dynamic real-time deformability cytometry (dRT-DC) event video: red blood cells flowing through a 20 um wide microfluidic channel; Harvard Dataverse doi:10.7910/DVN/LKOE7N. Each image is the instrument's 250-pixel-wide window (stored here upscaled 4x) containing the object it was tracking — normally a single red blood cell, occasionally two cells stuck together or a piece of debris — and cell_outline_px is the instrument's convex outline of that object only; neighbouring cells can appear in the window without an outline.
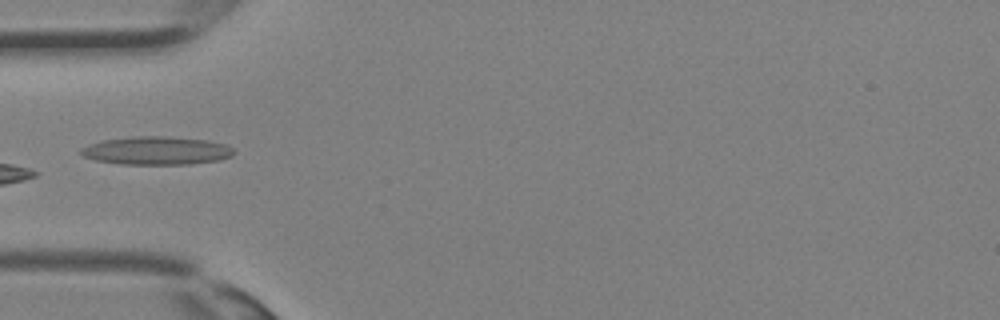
{"species": "Egyptian fruit bat (a non-hibernating species)", "species_latin": "Rousettus aegyptiacus", "temperature_condition": "room temperature", "stored_images_in_passage": 24, "camera_frame_rate_fps": 3000, "um_per_image_px": 0.085, "animal": {"sex": "female"}, "frame": {"image": 1, "passage_image": 1, "time_ms": 0.0, "image_size_px": [1000, 320], "cell_outline_px": [[236, 152], [232, 156], [220, 160], [188, 164], [120, 164], [96, 160], [84, 156], [80, 152], [80, 148], [88, 144], [100, 140], [136, 136], [164, 136], [208, 140], [224, 144], [232, 148]], "centroid_in_image_um": [13.3, 12.8], "position_along_channel_um": 71.7, "area_um2": 25.2}}